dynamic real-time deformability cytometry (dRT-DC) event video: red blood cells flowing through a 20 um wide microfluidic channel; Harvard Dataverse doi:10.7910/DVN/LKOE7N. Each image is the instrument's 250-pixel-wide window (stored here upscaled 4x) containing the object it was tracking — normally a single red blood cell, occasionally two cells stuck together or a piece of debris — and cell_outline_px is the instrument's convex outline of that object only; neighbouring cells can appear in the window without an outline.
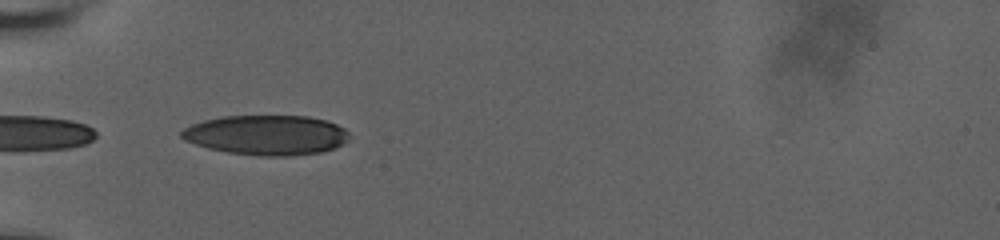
{"species": "human", "species_latin": "Homo sapiens", "temperature_condition": "room temperature", "stored_images_in_passage": 3, "camera_frame_rate_fps": 3000, "um_per_image_px": 0.085, "donor": {"sex": "male"}, "frame": {"image": 1, "passage_image": 1, "time_ms": 0.0, "image_size_px": [1000, 240], "cell_outline_px": [[352, 136], [348, 140], [332, 148], [320, 152], [288, 156], [260, 156], [228, 152], [208, 148], [184, 140], [180, 136], [180, 132], [184, 128], [192, 124], [204, 120], [220, 116], [308, 116], [324, 120], [336, 124], [344, 128]], "centroid_in_image_um": [22.63, 11.47], "position_along_channel_um": 62.4, "area_um2": 38.9}}